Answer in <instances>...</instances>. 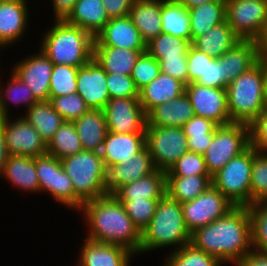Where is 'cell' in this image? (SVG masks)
I'll use <instances>...</instances> for the list:
<instances>
[{
    "mask_svg": "<svg viewBox=\"0 0 267 266\" xmlns=\"http://www.w3.org/2000/svg\"><path fill=\"white\" fill-rule=\"evenodd\" d=\"M25 113L23 117L39 132L46 144L64 122L49 100L37 101Z\"/></svg>",
    "mask_w": 267,
    "mask_h": 266,
    "instance_id": "36",
    "label": "cell"
},
{
    "mask_svg": "<svg viewBox=\"0 0 267 266\" xmlns=\"http://www.w3.org/2000/svg\"><path fill=\"white\" fill-rule=\"evenodd\" d=\"M186 85L162 72L139 91V101L147 114L155 106L169 102L185 93Z\"/></svg>",
    "mask_w": 267,
    "mask_h": 266,
    "instance_id": "25",
    "label": "cell"
},
{
    "mask_svg": "<svg viewBox=\"0 0 267 266\" xmlns=\"http://www.w3.org/2000/svg\"><path fill=\"white\" fill-rule=\"evenodd\" d=\"M249 127L250 145L258 151H267V106Z\"/></svg>",
    "mask_w": 267,
    "mask_h": 266,
    "instance_id": "51",
    "label": "cell"
},
{
    "mask_svg": "<svg viewBox=\"0 0 267 266\" xmlns=\"http://www.w3.org/2000/svg\"><path fill=\"white\" fill-rule=\"evenodd\" d=\"M146 116V126L182 127L195 116V112L188 96L184 93L169 102L155 106Z\"/></svg>",
    "mask_w": 267,
    "mask_h": 266,
    "instance_id": "24",
    "label": "cell"
},
{
    "mask_svg": "<svg viewBox=\"0 0 267 266\" xmlns=\"http://www.w3.org/2000/svg\"><path fill=\"white\" fill-rule=\"evenodd\" d=\"M217 127L218 125L211 120L196 115L187 121L182 128L187 136L189 151L204 154Z\"/></svg>",
    "mask_w": 267,
    "mask_h": 266,
    "instance_id": "37",
    "label": "cell"
},
{
    "mask_svg": "<svg viewBox=\"0 0 267 266\" xmlns=\"http://www.w3.org/2000/svg\"><path fill=\"white\" fill-rule=\"evenodd\" d=\"M210 175L203 154L187 151L166 172V176Z\"/></svg>",
    "mask_w": 267,
    "mask_h": 266,
    "instance_id": "47",
    "label": "cell"
},
{
    "mask_svg": "<svg viewBox=\"0 0 267 266\" xmlns=\"http://www.w3.org/2000/svg\"><path fill=\"white\" fill-rule=\"evenodd\" d=\"M211 185V175L166 176V194L181 204L194 200Z\"/></svg>",
    "mask_w": 267,
    "mask_h": 266,
    "instance_id": "35",
    "label": "cell"
},
{
    "mask_svg": "<svg viewBox=\"0 0 267 266\" xmlns=\"http://www.w3.org/2000/svg\"><path fill=\"white\" fill-rule=\"evenodd\" d=\"M162 33L191 41L188 9L178 0H161Z\"/></svg>",
    "mask_w": 267,
    "mask_h": 266,
    "instance_id": "34",
    "label": "cell"
},
{
    "mask_svg": "<svg viewBox=\"0 0 267 266\" xmlns=\"http://www.w3.org/2000/svg\"><path fill=\"white\" fill-rule=\"evenodd\" d=\"M161 0H135L129 17L147 44L162 33Z\"/></svg>",
    "mask_w": 267,
    "mask_h": 266,
    "instance_id": "29",
    "label": "cell"
},
{
    "mask_svg": "<svg viewBox=\"0 0 267 266\" xmlns=\"http://www.w3.org/2000/svg\"><path fill=\"white\" fill-rule=\"evenodd\" d=\"M180 1L187 9L195 8L200 5H203L214 0H178Z\"/></svg>",
    "mask_w": 267,
    "mask_h": 266,
    "instance_id": "59",
    "label": "cell"
},
{
    "mask_svg": "<svg viewBox=\"0 0 267 266\" xmlns=\"http://www.w3.org/2000/svg\"><path fill=\"white\" fill-rule=\"evenodd\" d=\"M241 39L234 33L228 22L215 25L204 35L197 37L192 45L213 58H220Z\"/></svg>",
    "mask_w": 267,
    "mask_h": 266,
    "instance_id": "32",
    "label": "cell"
},
{
    "mask_svg": "<svg viewBox=\"0 0 267 266\" xmlns=\"http://www.w3.org/2000/svg\"><path fill=\"white\" fill-rule=\"evenodd\" d=\"M265 60L231 81L226 87L227 105L231 123L250 125L266 108Z\"/></svg>",
    "mask_w": 267,
    "mask_h": 266,
    "instance_id": "5",
    "label": "cell"
},
{
    "mask_svg": "<svg viewBox=\"0 0 267 266\" xmlns=\"http://www.w3.org/2000/svg\"><path fill=\"white\" fill-rule=\"evenodd\" d=\"M196 116L204 117L218 126L231 123L226 89L189 83L185 87Z\"/></svg>",
    "mask_w": 267,
    "mask_h": 266,
    "instance_id": "15",
    "label": "cell"
},
{
    "mask_svg": "<svg viewBox=\"0 0 267 266\" xmlns=\"http://www.w3.org/2000/svg\"><path fill=\"white\" fill-rule=\"evenodd\" d=\"M106 83L110 99L139 97V90L131 76L106 73Z\"/></svg>",
    "mask_w": 267,
    "mask_h": 266,
    "instance_id": "49",
    "label": "cell"
},
{
    "mask_svg": "<svg viewBox=\"0 0 267 266\" xmlns=\"http://www.w3.org/2000/svg\"><path fill=\"white\" fill-rule=\"evenodd\" d=\"M73 123L83 150L100 153L105 136L108 133L104 111L89 109Z\"/></svg>",
    "mask_w": 267,
    "mask_h": 266,
    "instance_id": "26",
    "label": "cell"
},
{
    "mask_svg": "<svg viewBox=\"0 0 267 266\" xmlns=\"http://www.w3.org/2000/svg\"><path fill=\"white\" fill-rule=\"evenodd\" d=\"M159 64L163 74L188 84L187 57L163 58Z\"/></svg>",
    "mask_w": 267,
    "mask_h": 266,
    "instance_id": "52",
    "label": "cell"
},
{
    "mask_svg": "<svg viewBox=\"0 0 267 266\" xmlns=\"http://www.w3.org/2000/svg\"><path fill=\"white\" fill-rule=\"evenodd\" d=\"M27 0L0 2V49L17 44L28 28ZM20 39V40H19ZM17 41V42H16Z\"/></svg>",
    "mask_w": 267,
    "mask_h": 266,
    "instance_id": "19",
    "label": "cell"
},
{
    "mask_svg": "<svg viewBox=\"0 0 267 266\" xmlns=\"http://www.w3.org/2000/svg\"><path fill=\"white\" fill-rule=\"evenodd\" d=\"M77 266H130L134 253L118 245L85 238Z\"/></svg>",
    "mask_w": 267,
    "mask_h": 266,
    "instance_id": "21",
    "label": "cell"
},
{
    "mask_svg": "<svg viewBox=\"0 0 267 266\" xmlns=\"http://www.w3.org/2000/svg\"><path fill=\"white\" fill-rule=\"evenodd\" d=\"M77 0H52L54 20H65L72 12Z\"/></svg>",
    "mask_w": 267,
    "mask_h": 266,
    "instance_id": "56",
    "label": "cell"
},
{
    "mask_svg": "<svg viewBox=\"0 0 267 266\" xmlns=\"http://www.w3.org/2000/svg\"><path fill=\"white\" fill-rule=\"evenodd\" d=\"M145 144V133L108 131L100 151L105 168L130 160L145 147Z\"/></svg>",
    "mask_w": 267,
    "mask_h": 266,
    "instance_id": "22",
    "label": "cell"
},
{
    "mask_svg": "<svg viewBox=\"0 0 267 266\" xmlns=\"http://www.w3.org/2000/svg\"><path fill=\"white\" fill-rule=\"evenodd\" d=\"M251 205L267 200V151H258L251 170Z\"/></svg>",
    "mask_w": 267,
    "mask_h": 266,
    "instance_id": "45",
    "label": "cell"
},
{
    "mask_svg": "<svg viewBox=\"0 0 267 266\" xmlns=\"http://www.w3.org/2000/svg\"><path fill=\"white\" fill-rule=\"evenodd\" d=\"M191 42L226 20V0H214L188 9Z\"/></svg>",
    "mask_w": 267,
    "mask_h": 266,
    "instance_id": "33",
    "label": "cell"
},
{
    "mask_svg": "<svg viewBox=\"0 0 267 266\" xmlns=\"http://www.w3.org/2000/svg\"><path fill=\"white\" fill-rule=\"evenodd\" d=\"M226 21L241 40L258 41L267 24V1L226 0Z\"/></svg>",
    "mask_w": 267,
    "mask_h": 266,
    "instance_id": "11",
    "label": "cell"
},
{
    "mask_svg": "<svg viewBox=\"0 0 267 266\" xmlns=\"http://www.w3.org/2000/svg\"><path fill=\"white\" fill-rule=\"evenodd\" d=\"M3 127L9 155L37 157L47 153L46 142L23 115L15 120L4 117Z\"/></svg>",
    "mask_w": 267,
    "mask_h": 266,
    "instance_id": "14",
    "label": "cell"
},
{
    "mask_svg": "<svg viewBox=\"0 0 267 266\" xmlns=\"http://www.w3.org/2000/svg\"><path fill=\"white\" fill-rule=\"evenodd\" d=\"M9 154L6 149L5 133L3 127V120L0 122V177H2L4 166Z\"/></svg>",
    "mask_w": 267,
    "mask_h": 266,
    "instance_id": "57",
    "label": "cell"
},
{
    "mask_svg": "<svg viewBox=\"0 0 267 266\" xmlns=\"http://www.w3.org/2000/svg\"><path fill=\"white\" fill-rule=\"evenodd\" d=\"M145 143L155 168L164 172L189 151L182 127L146 126Z\"/></svg>",
    "mask_w": 267,
    "mask_h": 266,
    "instance_id": "10",
    "label": "cell"
},
{
    "mask_svg": "<svg viewBox=\"0 0 267 266\" xmlns=\"http://www.w3.org/2000/svg\"><path fill=\"white\" fill-rule=\"evenodd\" d=\"M166 194V172L156 169L133 183L121 186L113 195L117 199H161Z\"/></svg>",
    "mask_w": 267,
    "mask_h": 266,
    "instance_id": "31",
    "label": "cell"
},
{
    "mask_svg": "<svg viewBox=\"0 0 267 266\" xmlns=\"http://www.w3.org/2000/svg\"><path fill=\"white\" fill-rule=\"evenodd\" d=\"M155 170L149 150L145 146L130 160L106 168L105 191L113 195L121 186L133 183Z\"/></svg>",
    "mask_w": 267,
    "mask_h": 266,
    "instance_id": "17",
    "label": "cell"
},
{
    "mask_svg": "<svg viewBox=\"0 0 267 266\" xmlns=\"http://www.w3.org/2000/svg\"><path fill=\"white\" fill-rule=\"evenodd\" d=\"M42 35L40 50L54 63L81 67L93 58L94 37L84 29L53 20Z\"/></svg>",
    "mask_w": 267,
    "mask_h": 266,
    "instance_id": "3",
    "label": "cell"
},
{
    "mask_svg": "<svg viewBox=\"0 0 267 266\" xmlns=\"http://www.w3.org/2000/svg\"><path fill=\"white\" fill-rule=\"evenodd\" d=\"M102 0H77L65 21L78 26L94 38L109 21Z\"/></svg>",
    "mask_w": 267,
    "mask_h": 266,
    "instance_id": "28",
    "label": "cell"
},
{
    "mask_svg": "<svg viewBox=\"0 0 267 266\" xmlns=\"http://www.w3.org/2000/svg\"><path fill=\"white\" fill-rule=\"evenodd\" d=\"M35 169L41 193H49L57 203H62L68 209L79 212L84 202L75 194L73 183L66 174L60 159L48 153L37 156Z\"/></svg>",
    "mask_w": 267,
    "mask_h": 266,
    "instance_id": "9",
    "label": "cell"
},
{
    "mask_svg": "<svg viewBox=\"0 0 267 266\" xmlns=\"http://www.w3.org/2000/svg\"><path fill=\"white\" fill-rule=\"evenodd\" d=\"M83 150L73 122L64 121L47 144V153L62 159Z\"/></svg>",
    "mask_w": 267,
    "mask_h": 266,
    "instance_id": "38",
    "label": "cell"
},
{
    "mask_svg": "<svg viewBox=\"0 0 267 266\" xmlns=\"http://www.w3.org/2000/svg\"><path fill=\"white\" fill-rule=\"evenodd\" d=\"M61 163L73 183L75 194L83 202L107 195L106 168L100 153L82 150L62 158Z\"/></svg>",
    "mask_w": 267,
    "mask_h": 266,
    "instance_id": "6",
    "label": "cell"
},
{
    "mask_svg": "<svg viewBox=\"0 0 267 266\" xmlns=\"http://www.w3.org/2000/svg\"><path fill=\"white\" fill-rule=\"evenodd\" d=\"M257 152L250 145L212 176V185L235 206H251V170Z\"/></svg>",
    "mask_w": 267,
    "mask_h": 266,
    "instance_id": "7",
    "label": "cell"
},
{
    "mask_svg": "<svg viewBox=\"0 0 267 266\" xmlns=\"http://www.w3.org/2000/svg\"><path fill=\"white\" fill-rule=\"evenodd\" d=\"M3 115L1 114V110H0V122L3 120Z\"/></svg>",
    "mask_w": 267,
    "mask_h": 266,
    "instance_id": "61",
    "label": "cell"
},
{
    "mask_svg": "<svg viewBox=\"0 0 267 266\" xmlns=\"http://www.w3.org/2000/svg\"><path fill=\"white\" fill-rule=\"evenodd\" d=\"M146 50L94 45L93 58L106 73L130 76L139 56Z\"/></svg>",
    "mask_w": 267,
    "mask_h": 266,
    "instance_id": "27",
    "label": "cell"
},
{
    "mask_svg": "<svg viewBox=\"0 0 267 266\" xmlns=\"http://www.w3.org/2000/svg\"><path fill=\"white\" fill-rule=\"evenodd\" d=\"M11 185L26 192H40V185L35 169V157L9 155L2 177Z\"/></svg>",
    "mask_w": 267,
    "mask_h": 266,
    "instance_id": "30",
    "label": "cell"
},
{
    "mask_svg": "<svg viewBox=\"0 0 267 266\" xmlns=\"http://www.w3.org/2000/svg\"><path fill=\"white\" fill-rule=\"evenodd\" d=\"M10 75L7 85L0 83V110L3 117L10 116L8 103L25 104L26 111L38 100L34 97L31 89L13 72ZM3 86V87H2ZM9 114V115H8Z\"/></svg>",
    "mask_w": 267,
    "mask_h": 266,
    "instance_id": "39",
    "label": "cell"
},
{
    "mask_svg": "<svg viewBox=\"0 0 267 266\" xmlns=\"http://www.w3.org/2000/svg\"><path fill=\"white\" fill-rule=\"evenodd\" d=\"M94 45L147 50V44L129 16L110 19L94 38Z\"/></svg>",
    "mask_w": 267,
    "mask_h": 266,
    "instance_id": "20",
    "label": "cell"
},
{
    "mask_svg": "<svg viewBox=\"0 0 267 266\" xmlns=\"http://www.w3.org/2000/svg\"><path fill=\"white\" fill-rule=\"evenodd\" d=\"M192 42L170 34L160 33L147 43V52L159 62L163 58L187 57Z\"/></svg>",
    "mask_w": 267,
    "mask_h": 266,
    "instance_id": "40",
    "label": "cell"
},
{
    "mask_svg": "<svg viewBox=\"0 0 267 266\" xmlns=\"http://www.w3.org/2000/svg\"><path fill=\"white\" fill-rule=\"evenodd\" d=\"M77 91L90 109L103 110L110 100L106 83V72L92 58L85 65L79 67L77 74Z\"/></svg>",
    "mask_w": 267,
    "mask_h": 266,
    "instance_id": "18",
    "label": "cell"
},
{
    "mask_svg": "<svg viewBox=\"0 0 267 266\" xmlns=\"http://www.w3.org/2000/svg\"><path fill=\"white\" fill-rule=\"evenodd\" d=\"M205 69V53L191 45L187 54L188 84L194 83L203 76Z\"/></svg>",
    "mask_w": 267,
    "mask_h": 266,
    "instance_id": "53",
    "label": "cell"
},
{
    "mask_svg": "<svg viewBox=\"0 0 267 266\" xmlns=\"http://www.w3.org/2000/svg\"><path fill=\"white\" fill-rule=\"evenodd\" d=\"M169 253L164 266H223L215 257L195 248L191 243Z\"/></svg>",
    "mask_w": 267,
    "mask_h": 266,
    "instance_id": "41",
    "label": "cell"
},
{
    "mask_svg": "<svg viewBox=\"0 0 267 266\" xmlns=\"http://www.w3.org/2000/svg\"><path fill=\"white\" fill-rule=\"evenodd\" d=\"M265 98H266V105H267V61L265 60Z\"/></svg>",
    "mask_w": 267,
    "mask_h": 266,
    "instance_id": "60",
    "label": "cell"
},
{
    "mask_svg": "<svg viewBox=\"0 0 267 266\" xmlns=\"http://www.w3.org/2000/svg\"><path fill=\"white\" fill-rule=\"evenodd\" d=\"M184 223L190 234L225 216L235 205L213 185L192 201L181 204Z\"/></svg>",
    "mask_w": 267,
    "mask_h": 266,
    "instance_id": "12",
    "label": "cell"
},
{
    "mask_svg": "<svg viewBox=\"0 0 267 266\" xmlns=\"http://www.w3.org/2000/svg\"><path fill=\"white\" fill-rule=\"evenodd\" d=\"M28 56L17 62L10 71L28 85L38 101H48L54 63L40 49Z\"/></svg>",
    "mask_w": 267,
    "mask_h": 266,
    "instance_id": "16",
    "label": "cell"
},
{
    "mask_svg": "<svg viewBox=\"0 0 267 266\" xmlns=\"http://www.w3.org/2000/svg\"><path fill=\"white\" fill-rule=\"evenodd\" d=\"M49 101L63 120L69 122L80 118L90 109L77 93L52 97Z\"/></svg>",
    "mask_w": 267,
    "mask_h": 266,
    "instance_id": "46",
    "label": "cell"
},
{
    "mask_svg": "<svg viewBox=\"0 0 267 266\" xmlns=\"http://www.w3.org/2000/svg\"><path fill=\"white\" fill-rule=\"evenodd\" d=\"M161 73L160 64L147 51L142 53L132 70L131 78L140 91Z\"/></svg>",
    "mask_w": 267,
    "mask_h": 266,
    "instance_id": "48",
    "label": "cell"
},
{
    "mask_svg": "<svg viewBox=\"0 0 267 266\" xmlns=\"http://www.w3.org/2000/svg\"><path fill=\"white\" fill-rule=\"evenodd\" d=\"M107 128L115 133H145L147 116L139 97L113 98L105 105Z\"/></svg>",
    "mask_w": 267,
    "mask_h": 266,
    "instance_id": "13",
    "label": "cell"
},
{
    "mask_svg": "<svg viewBox=\"0 0 267 266\" xmlns=\"http://www.w3.org/2000/svg\"><path fill=\"white\" fill-rule=\"evenodd\" d=\"M249 146L250 127L248 124L232 122L218 126L210 146L203 154L209 174L213 176Z\"/></svg>",
    "mask_w": 267,
    "mask_h": 266,
    "instance_id": "8",
    "label": "cell"
},
{
    "mask_svg": "<svg viewBox=\"0 0 267 266\" xmlns=\"http://www.w3.org/2000/svg\"><path fill=\"white\" fill-rule=\"evenodd\" d=\"M258 46L260 59L267 61V24L261 38L258 40Z\"/></svg>",
    "mask_w": 267,
    "mask_h": 266,
    "instance_id": "58",
    "label": "cell"
},
{
    "mask_svg": "<svg viewBox=\"0 0 267 266\" xmlns=\"http://www.w3.org/2000/svg\"><path fill=\"white\" fill-rule=\"evenodd\" d=\"M135 0H102L109 19L129 16Z\"/></svg>",
    "mask_w": 267,
    "mask_h": 266,
    "instance_id": "54",
    "label": "cell"
},
{
    "mask_svg": "<svg viewBox=\"0 0 267 266\" xmlns=\"http://www.w3.org/2000/svg\"><path fill=\"white\" fill-rule=\"evenodd\" d=\"M79 211L85 216L88 240L122 246L140 254L141 233L114 195L86 201Z\"/></svg>",
    "mask_w": 267,
    "mask_h": 266,
    "instance_id": "2",
    "label": "cell"
},
{
    "mask_svg": "<svg viewBox=\"0 0 267 266\" xmlns=\"http://www.w3.org/2000/svg\"><path fill=\"white\" fill-rule=\"evenodd\" d=\"M135 227L142 233L150 224L160 199H118Z\"/></svg>",
    "mask_w": 267,
    "mask_h": 266,
    "instance_id": "43",
    "label": "cell"
},
{
    "mask_svg": "<svg viewBox=\"0 0 267 266\" xmlns=\"http://www.w3.org/2000/svg\"><path fill=\"white\" fill-rule=\"evenodd\" d=\"M224 70V89L259 60L258 41L240 40L221 57Z\"/></svg>",
    "mask_w": 267,
    "mask_h": 266,
    "instance_id": "23",
    "label": "cell"
},
{
    "mask_svg": "<svg viewBox=\"0 0 267 266\" xmlns=\"http://www.w3.org/2000/svg\"><path fill=\"white\" fill-rule=\"evenodd\" d=\"M235 266H267V253L251 249Z\"/></svg>",
    "mask_w": 267,
    "mask_h": 266,
    "instance_id": "55",
    "label": "cell"
},
{
    "mask_svg": "<svg viewBox=\"0 0 267 266\" xmlns=\"http://www.w3.org/2000/svg\"><path fill=\"white\" fill-rule=\"evenodd\" d=\"M202 86L224 89L223 60L205 54V69L203 76L194 82Z\"/></svg>",
    "mask_w": 267,
    "mask_h": 266,
    "instance_id": "50",
    "label": "cell"
},
{
    "mask_svg": "<svg viewBox=\"0 0 267 266\" xmlns=\"http://www.w3.org/2000/svg\"><path fill=\"white\" fill-rule=\"evenodd\" d=\"M190 240L191 234L184 223L181 203L165 194L158 201L149 226L141 233L140 254L163 247H172L171 252H174L188 245Z\"/></svg>",
    "mask_w": 267,
    "mask_h": 266,
    "instance_id": "4",
    "label": "cell"
},
{
    "mask_svg": "<svg viewBox=\"0 0 267 266\" xmlns=\"http://www.w3.org/2000/svg\"><path fill=\"white\" fill-rule=\"evenodd\" d=\"M252 249L267 253V200L249 206Z\"/></svg>",
    "mask_w": 267,
    "mask_h": 266,
    "instance_id": "44",
    "label": "cell"
},
{
    "mask_svg": "<svg viewBox=\"0 0 267 266\" xmlns=\"http://www.w3.org/2000/svg\"><path fill=\"white\" fill-rule=\"evenodd\" d=\"M190 243L222 264H236L252 249L251 216L235 206L225 216L191 233Z\"/></svg>",
    "mask_w": 267,
    "mask_h": 266,
    "instance_id": "1",
    "label": "cell"
},
{
    "mask_svg": "<svg viewBox=\"0 0 267 266\" xmlns=\"http://www.w3.org/2000/svg\"><path fill=\"white\" fill-rule=\"evenodd\" d=\"M78 69L79 67L54 64L49 86V100L52 97L76 93Z\"/></svg>",
    "mask_w": 267,
    "mask_h": 266,
    "instance_id": "42",
    "label": "cell"
}]
</instances>
